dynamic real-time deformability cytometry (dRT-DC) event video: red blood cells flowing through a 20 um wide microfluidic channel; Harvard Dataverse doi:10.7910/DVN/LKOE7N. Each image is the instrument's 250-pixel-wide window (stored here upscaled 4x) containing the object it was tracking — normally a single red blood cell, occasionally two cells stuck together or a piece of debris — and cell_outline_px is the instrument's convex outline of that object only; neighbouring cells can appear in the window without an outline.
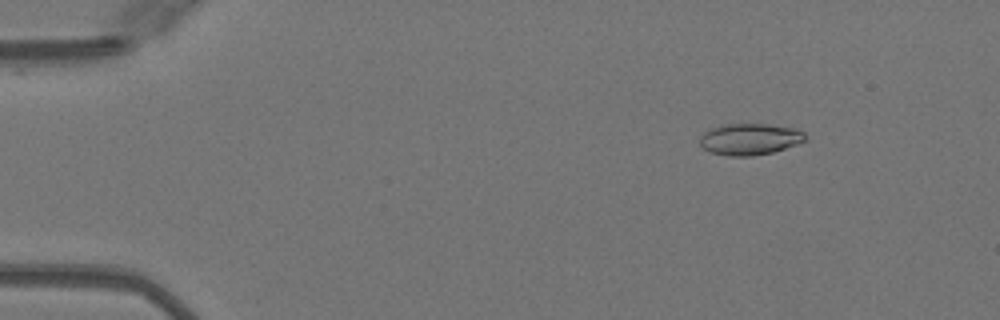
{"species": "Egyptian fruit bat (a non-hibernating species)", "species_latin": "Rousettus aegyptiacus", "temperature_condition": "warm", "stored_images_in_passage": 46, "camera_frame_rate_fps": 3000, "um_per_image_px": 0.085, "animal": {"sex": "female"}, "frame": {"image": 1, "passage_image": 3, "time_ms": 0.667, "image_size_px": [1000, 320], "cell_outline_px": [[808, 140], [772, 152], [752, 156], [728, 156], [712, 152], [704, 148], [700, 144], [700, 136], [704, 132], [720, 124], [768, 124], [796, 128], [804, 132], [808, 136]], "centroid_in_image_um": [63.76, 11.82], "position_along_channel_um": 21.2, "area_um2": 19.42}}
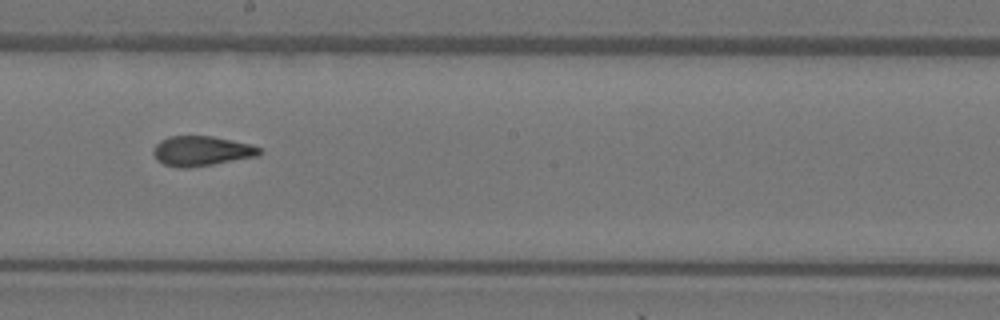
{"frame": {"image": 2, "passage_image": 25, "time_ms": 8.0, "image_size_px": [1000, 320], "cell_outline_px": [[260, 156], [188, 168], [176, 168], [164, 164], [156, 160], [152, 152], [152, 148], [160, 140], [168, 136], [212, 136], [252, 144], [260, 148]], "centroid_in_image_um": [17.09, 12.83], "position_along_channel_um": 231.1, "area_um2": 18.67}}
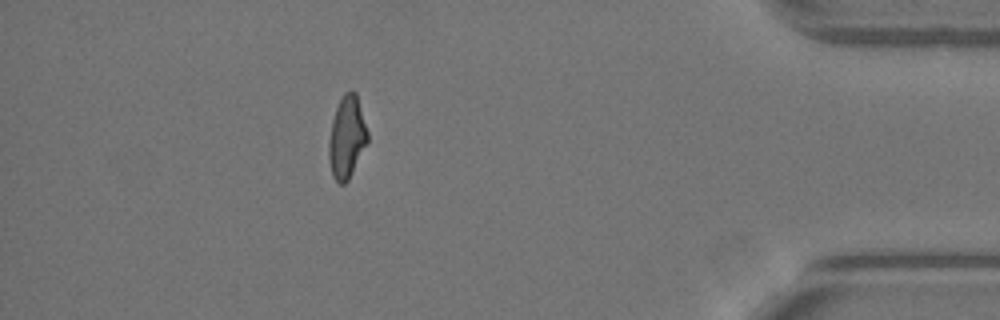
{"frame": {"image": 3, "passage_image": 41, "time_ms": 13.333, "image_size_px": [1000, 320], "cell_outline_px": [[368, 140], [348, 180], [344, 184], [340, 184], [332, 176], [328, 156], [328, 144], [332, 120], [336, 108], [344, 92], [356, 92], [368, 132]], "centroid_in_image_um": [29.46, 11.67], "position_along_channel_um": 405.7, "area_um2": 18.32}, "authors_computed_cell_mechanics": {"area_um2": 18.8139, "velocity_mm_per_s": 4.1132, "shape_relaxation_time_tau1_ms": null, "shape_relaxation_time_tau2_ms": 1.3125, "deformation_change_tau1": null, "deformation_change_tau2": 0.0856}}